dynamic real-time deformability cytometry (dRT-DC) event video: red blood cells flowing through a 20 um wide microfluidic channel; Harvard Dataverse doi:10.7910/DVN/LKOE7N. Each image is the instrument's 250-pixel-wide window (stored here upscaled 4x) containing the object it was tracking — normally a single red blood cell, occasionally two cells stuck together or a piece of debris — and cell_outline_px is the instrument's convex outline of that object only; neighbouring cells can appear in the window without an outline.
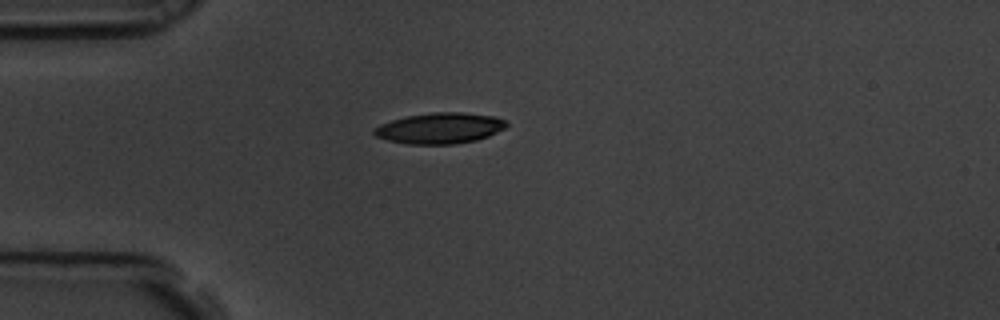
{"species": "common noctule bat (a hibernating species)", "species_latin": "Nyctalus noctula", "temperature_condition": "room temperature", "stored_images_in_passage": 6, "camera_frame_rate_fps": 3000, "um_per_image_px": 0.085, "animal": {"sex": "male", "body_mass_g": 19.5, "forearm_length_mm": 54.6}, "frame": {"image": 1, "passage_image": 1, "time_ms": 0.0, "image_size_px": [1000, 320], "cell_outline_px": [[508, 124], [504, 128], [488, 136], [476, 140], [452, 144], [408, 144], [388, 140], [376, 136], [372, 132], [380, 124], [392, 120], [408, 116], [432, 112], [464, 112], [496, 116], [504, 120]], "centroid_in_image_um": [37.4, 10.89], "position_along_channel_um": 47.6, "area_um2": 23.64}}
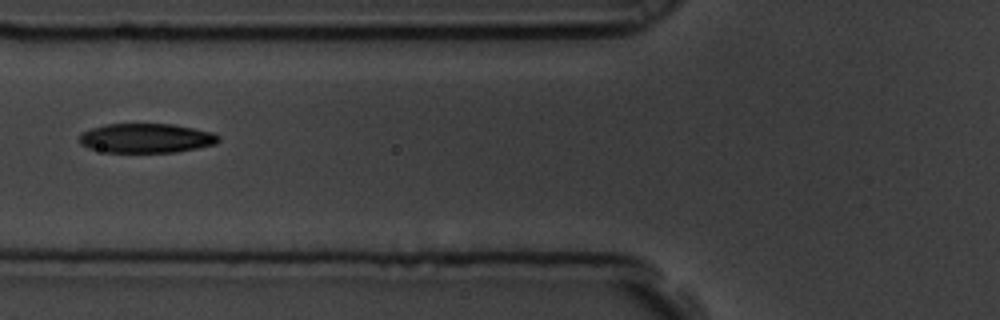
{"frame": {"image": 2, "passage_image": 3, "time_ms": 0.667, "image_size_px": [1000, 320], "cell_outline_px": [[220, 140], [216, 144], [176, 152], [104, 152], [88, 148], [80, 144], [80, 136], [84, 132], [92, 128], [104, 124], [172, 124], [212, 132], [220, 136]], "centroid_in_image_um": [12.43, 11.75], "position_along_channel_um": 113.4, "area_um2": 23.76}}
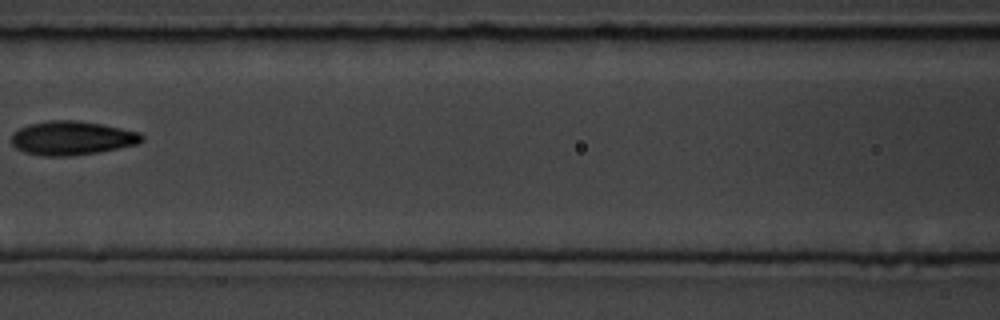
{"frame": {"image": 3, "passage_image": 4, "time_ms": 1.0, "image_size_px": [1000, 320], "cell_outline_px": [[144, 140], [136, 144], [96, 152], [68, 156], [44, 156], [24, 152], [16, 148], [12, 144], [12, 132], [28, 124], [52, 120], [76, 120], [100, 124], [140, 132], [144, 136]], "centroid_in_image_um": [6.09, 11.73], "position_along_channel_um": 160.5, "area_um2": 25.55}}